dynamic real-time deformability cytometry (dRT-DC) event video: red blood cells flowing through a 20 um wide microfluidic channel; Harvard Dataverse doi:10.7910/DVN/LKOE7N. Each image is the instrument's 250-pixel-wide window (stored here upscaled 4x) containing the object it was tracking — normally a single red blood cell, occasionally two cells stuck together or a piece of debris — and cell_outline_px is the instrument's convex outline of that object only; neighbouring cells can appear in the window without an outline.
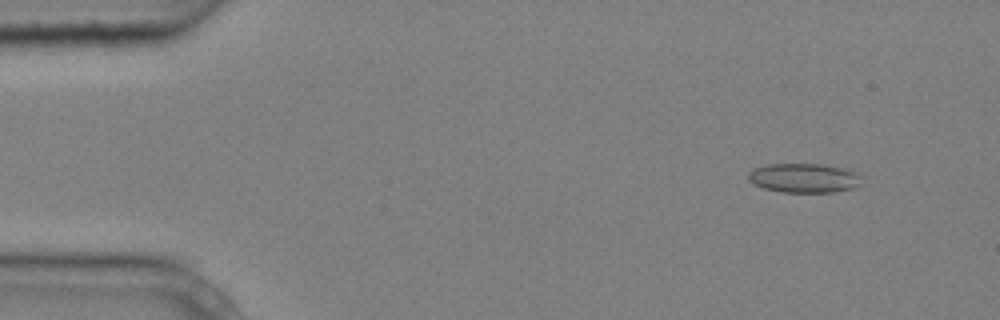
{"species": "common noctule bat (a hibernating species)", "species_latin": "Nyctalus noctula", "temperature_condition": "cold", "stored_images_in_passage": 5, "camera_frame_rate_fps": 3000, "um_per_image_px": 0.085, "animal": {"sex": "male", "body_mass_g": 20.4}, "frame": {"image": 1, "passage_image": 2, "time_ms": 0.333, "image_size_px": [1000, 320], "cell_outline_px": [[864, 176], [860, 184], [856, 188], [832, 192], [784, 192], [764, 188], [752, 184], [748, 180], [748, 172], [752, 168], [768, 164], [820, 164], [852, 168]], "centroid_in_image_um": [68.41, 15.12], "position_along_channel_um": 16.6, "area_um2": 19.94}}
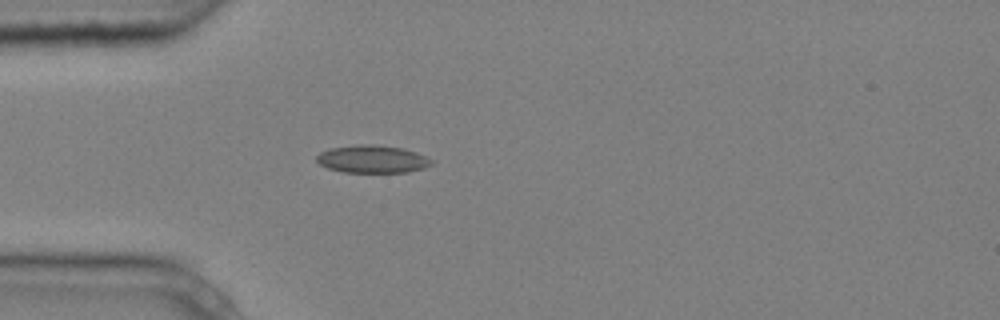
{"frame": {"image": 2, "passage_image": 5, "time_ms": 1.333, "image_size_px": [1000, 320], "cell_outline_px": [[432, 164], [424, 168], [408, 172], [344, 172], [328, 168], [320, 164], [316, 160], [316, 156], [320, 152], [328, 148], [356, 144], [376, 144], [404, 148], [416, 152], [432, 160]], "centroid_in_image_um": [31.63, 13.51], "position_along_channel_um": 53.4, "area_um2": 18.67}}